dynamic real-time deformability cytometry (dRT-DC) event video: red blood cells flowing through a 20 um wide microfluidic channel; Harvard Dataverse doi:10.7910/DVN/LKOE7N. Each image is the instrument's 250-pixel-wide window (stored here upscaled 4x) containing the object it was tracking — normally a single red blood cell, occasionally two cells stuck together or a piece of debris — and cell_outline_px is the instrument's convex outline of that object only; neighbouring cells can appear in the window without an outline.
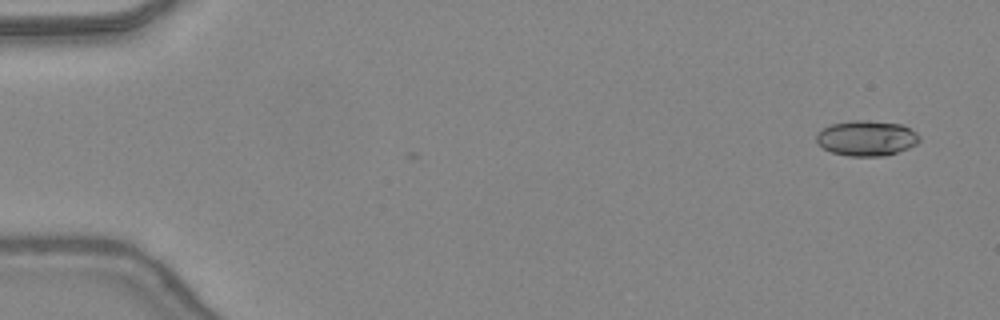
{"species": "common noctule bat (a hibernating species)", "species_latin": "Nyctalus noctula", "temperature_condition": "warm", "stored_images_in_passage": 3, "camera_frame_rate_fps": 3000, "um_per_image_px": 0.085, "animal": {"sex": "female", "body_mass_g": 24.6, "forearm_length_mm": 56.2}, "frame": {"image": 1, "passage_image": 1, "time_ms": 0.0, "image_size_px": [1000, 320], "cell_outline_px": [[920, 140], [916, 144], [908, 148], [884, 156], [848, 156], [832, 152], [824, 148], [816, 140], [816, 136], [824, 128], [832, 124], [852, 120], [868, 120], [904, 124], [916, 132], [920, 136]], "centroid_in_image_um": [73.7, 11.73], "position_along_channel_um": 11.3, "area_um2": 21.15}}